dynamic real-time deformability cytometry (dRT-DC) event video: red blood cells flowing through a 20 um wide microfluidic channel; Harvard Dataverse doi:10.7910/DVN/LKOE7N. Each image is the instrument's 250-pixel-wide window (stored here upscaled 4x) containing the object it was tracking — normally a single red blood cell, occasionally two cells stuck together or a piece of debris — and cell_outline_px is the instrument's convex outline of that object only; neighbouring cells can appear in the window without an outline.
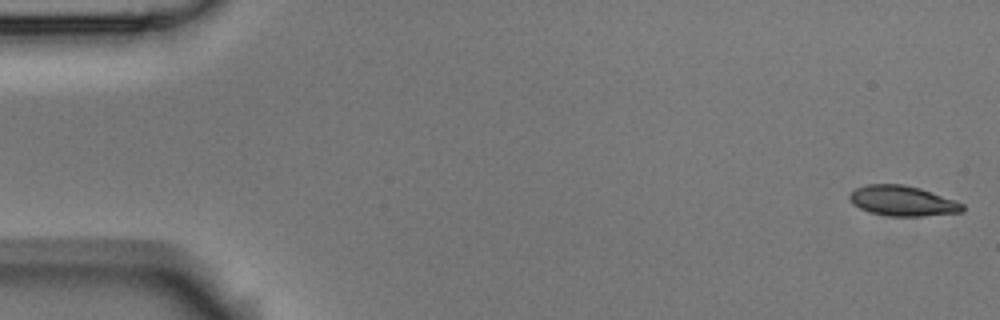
{"species": "Egyptian fruit bat (a non-hibernating species)", "species_latin": "Rousettus aegyptiacus", "temperature_condition": "room temperature", "stored_images_in_passage": 53, "camera_frame_rate_fps": 3000, "um_per_image_px": 0.085, "animal": {"sex": "male"}, "frame": {"image": 1, "passage_image": 1, "time_ms": 0.0, "image_size_px": [1000, 320], "cell_outline_px": [[964, 212], [920, 216], [888, 216], [868, 212], [852, 204], [848, 196], [856, 188], [868, 184], [904, 184], [920, 188], [956, 200], [964, 204]], "centroid_in_image_um": [76.73, 17.08], "position_along_channel_um": 8.3, "area_um2": 20.0}}
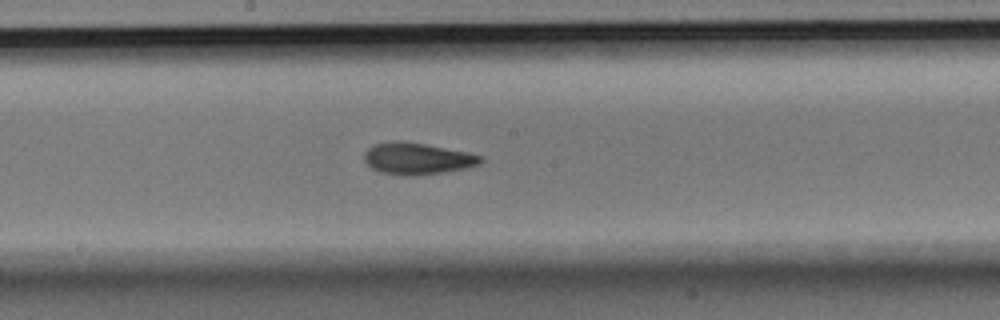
{"frame": {"image": 2, "passage_image": 28, "time_ms": 9.0, "image_size_px": [1000, 320], "cell_outline_px": [[484, 160], [480, 164], [464, 168], [444, 172], [416, 176], [408, 176], [380, 172], [372, 168], [364, 160], [364, 152], [372, 144], [396, 140], [404, 140], [484, 156]], "centroid_in_image_um": [35.43, 13.48], "position_along_channel_um": 212.8, "area_um2": 21.5}}
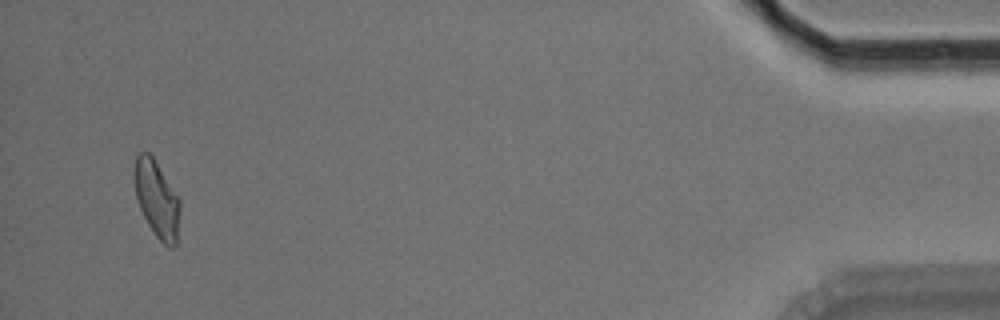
{"frame": {"image": 3, "passage_image": 51, "time_ms": 16.667, "image_size_px": [1000, 320], "cell_outline_px": [[180, 212], [176, 244], [172, 248], [164, 244], [156, 236], [148, 224], [140, 208], [136, 196], [132, 172], [136, 156], [140, 152], [148, 152], [152, 156], [180, 200]], "centroid_in_image_um": [13.31, 16.91], "position_along_channel_um": 421.9, "area_um2": 20.29}, "authors_computed_cell_mechanics": {"area_um2": 20.5768, "velocity_mm_per_s": 3.7686, "shape_relaxation_time_tau1_ms": 6.1533, "shape_relaxation_time_tau2_ms": 3.3481, "deformation_change_tau1": 0.1627, "deformation_change_tau2": 0.0952}}